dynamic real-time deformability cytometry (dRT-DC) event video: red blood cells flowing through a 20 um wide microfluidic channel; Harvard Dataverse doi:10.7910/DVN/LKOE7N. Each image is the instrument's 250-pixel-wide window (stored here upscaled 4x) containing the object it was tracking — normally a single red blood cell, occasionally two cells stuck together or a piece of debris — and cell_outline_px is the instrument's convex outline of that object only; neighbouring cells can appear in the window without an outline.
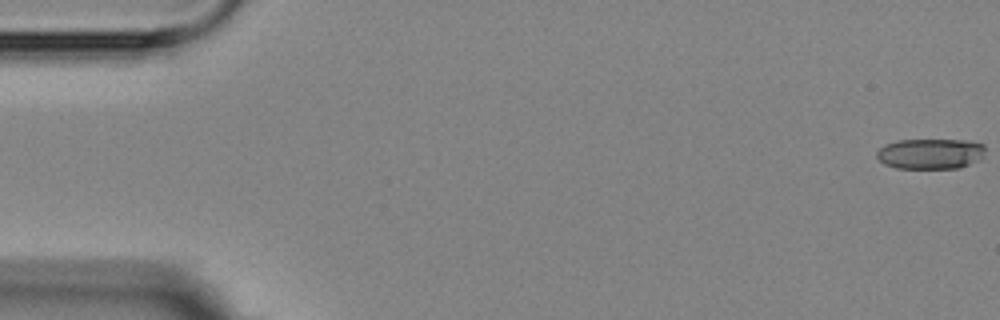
{"species": "Egyptian fruit bat (a non-hibernating species)", "species_latin": "Rousettus aegyptiacus", "temperature_condition": "room temperature", "stored_images_in_passage": 3, "camera_frame_rate_fps": 3000, "um_per_image_px": 0.085, "animal": {"sex": "female"}, "frame": {"image": 1, "passage_image": 1, "time_ms": 0.0, "image_size_px": [1000, 320], "cell_outline_px": [[984, 156], [980, 160], [960, 168], [896, 168], [884, 164], [876, 156], [876, 152], [884, 144], [896, 140], [964, 140], [984, 144]], "centroid_in_image_um": [79.08, 13.07], "position_along_channel_um": 5.9, "area_um2": 19.42}}